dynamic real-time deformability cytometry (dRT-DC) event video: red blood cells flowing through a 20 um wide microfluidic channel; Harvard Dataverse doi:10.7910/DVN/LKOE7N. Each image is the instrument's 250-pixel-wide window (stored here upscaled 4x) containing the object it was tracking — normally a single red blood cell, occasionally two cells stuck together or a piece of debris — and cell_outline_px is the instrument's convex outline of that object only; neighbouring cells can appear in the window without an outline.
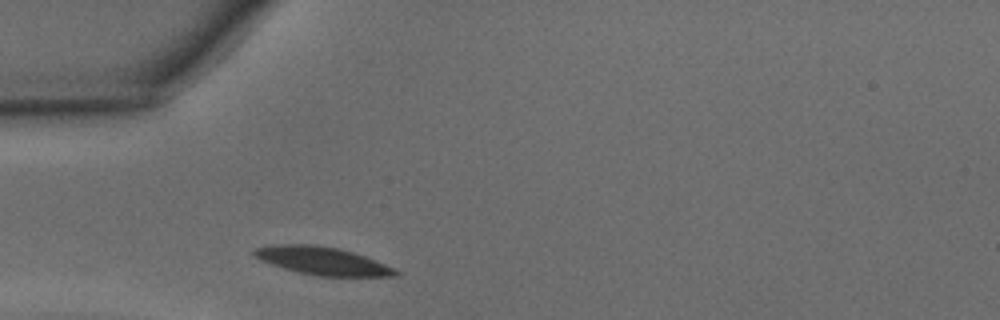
{"species": "common noctule bat (a hibernating species)", "species_latin": "Nyctalus noctula", "temperature_condition": "warm", "stored_images_in_passage": 16, "camera_frame_rate_fps": 3000, "um_per_image_px": 0.085, "animal": {"sex": "male", "body_mass_g": 15.6}, "frame": {"image": 1, "passage_image": 1, "time_ms": 0.0, "image_size_px": [1000, 320], "cell_outline_px": [[400, 276], [316, 276], [284, 268], [260, 260], [252, 256], [252, 252], [256, 248], [272, 244], [316, 244], [336, 248], [352, 252], [364, 256], [384, 264], [400, 272]], "centroid_in_image_um": [27.36, 22.16], "position_along_channel_um": 57.6, "area_um2": 22.83}}
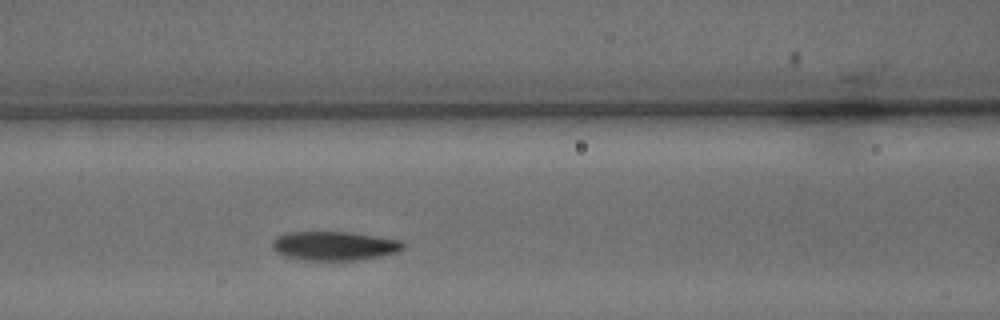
{"frame": {"image": 2, "passage_image": 7, "time_ms": 2.0, "image_size_px": [1000, 320], "cell_outline_px": [[404, 248], [396, 252], [380, 256], [360, 260], [304, 260], [288, 256], [276, 252], [272, 248], [272, 240], [276, 236], [288, 232], [352, 232], [400, 240], [404, 244]], "centroid_in_image_um": [28.41, 20.89], "position_along_channel_um": 138.2, "area_um2": 22.08}}
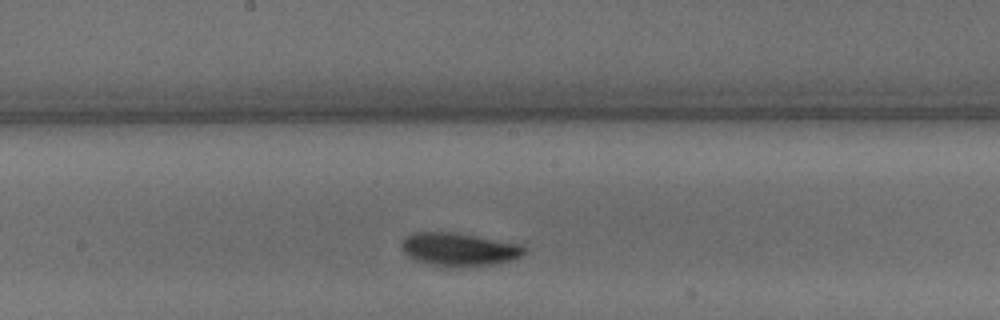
{"frame": {"image": 3, "passage_image": 12, "time_ms": 3.667, "image_size_px": [1000, 320], "cell_outline_px": [[524, 252], [520, 256], [512, 260], [492, 264], [452, 268], [444, 268], [428, 264], [416, 260], [408, 256], [404, 252], [400, 244], [412, 232], [452, 232], [520, 244], [524, 248]], "centroid_in_image_um": [38.96, 21.22], "position_along_channel_um": 209.2, "area_um2": 23.64}}